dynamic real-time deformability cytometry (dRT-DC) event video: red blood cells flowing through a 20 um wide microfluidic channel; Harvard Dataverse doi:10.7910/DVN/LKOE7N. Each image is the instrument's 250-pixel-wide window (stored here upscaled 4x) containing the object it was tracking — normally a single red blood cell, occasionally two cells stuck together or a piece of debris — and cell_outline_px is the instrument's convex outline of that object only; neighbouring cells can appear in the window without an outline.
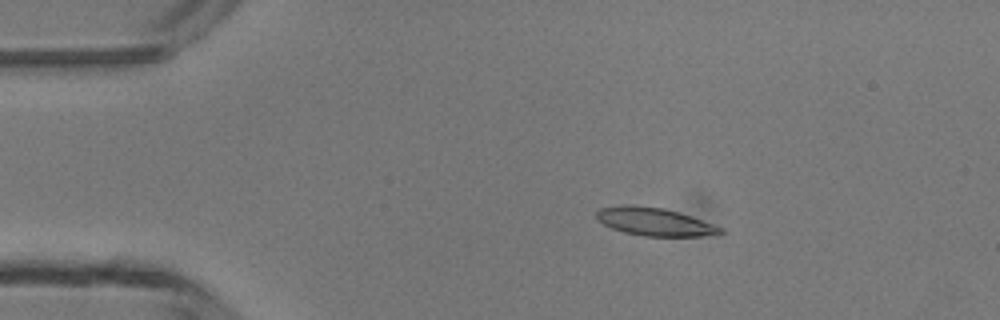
{"species": "common noctule bat (a hibernating species)", "species_latin": "Nyctalus noctula", "temperature_condition": "room temperature", "stored_images_in_passage": 5, "camera_frame_rate_fps": 3000, "um_per_image_px": 0.085, "animal": {"sex": "male", "body_mass_g": 13.3}, "frame": {"image": 1, "passage_image": 2, "time_ms": 1.333, "image_size_px": [1000, 320], "cell_outline_px": [[724, 232], [700, 236], [644, 236], [624, 232], [612, 228], [596, 220], [596, 212], [600, 208], [620, 204], [628, 204], [664, 208], [680, 212], [692, 216], [724, 228]], "centroid_in_image_um": [55.61, 18.83], "position_along_channel_um": 29.4, "area_um2": 20.35}}
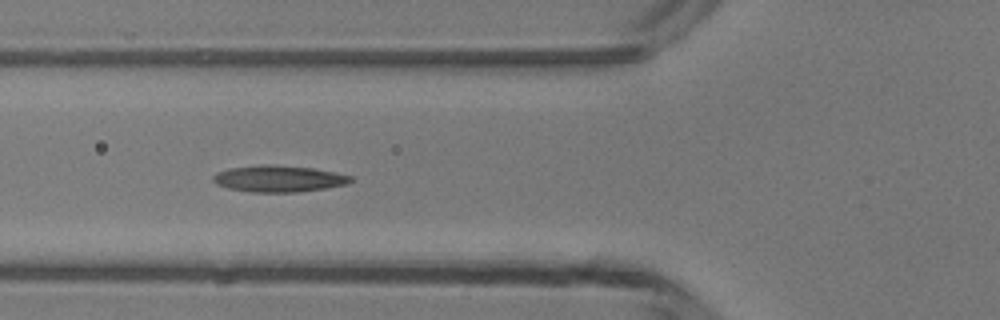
{"frame": {"image": 2, "passage_image": 4, "time_ms": 4.333, "image_size_px": [1000, 320], "cell_outline_px": [[352, 180], [348, 184], [324, 188], [296, 192], [252, 192], [228, 188], [216, 184], [212, 180], [212, 176], [216, 172], [228, 168], [264, 164], [272, 164], [312, 168], [336, 172], [352, 176]], "centroid_in_image_um": [23.66, 15.18], "position_along_channel_um": 102.1, "area_um2": 21.33}}
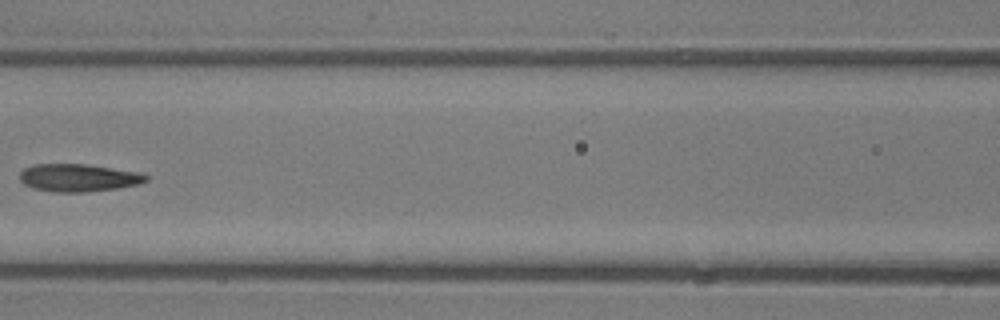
{"frame": {"image": 3, "passage_image": 5, "time_ms": 5.667, "image_size_px": [1000, 320], "cell_outline_px": [[148, 180], [140, 184], [116, 188], [84, 192], [52, 192], [32, 188], [24, 184], [20, 180], [20, 172], [24, 168], [36, 164], [84, 164], [136, 172], [148, 176]], "centroid_in_image_um": [6.62, 15.12], "position_along_channel_um": 160.0, "area_um2": 20.17}}